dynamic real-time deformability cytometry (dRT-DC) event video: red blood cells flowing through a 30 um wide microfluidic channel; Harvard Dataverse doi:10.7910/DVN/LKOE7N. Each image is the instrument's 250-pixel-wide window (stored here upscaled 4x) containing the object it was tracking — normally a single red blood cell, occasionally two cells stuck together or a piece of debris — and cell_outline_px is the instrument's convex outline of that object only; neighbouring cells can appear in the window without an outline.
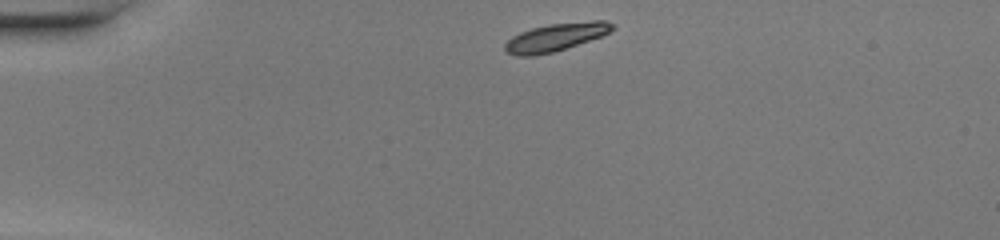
{"species": "common noctule bat (a hibernating species)", "species_latin": "Nyctalus noctula", "temperature_condition": "warm", "stored_images_in_passage": 38, "camera_frame_rate_fps": 3000, "um_per_image_px": 0.085, "animal": {"sex": "female", "body_mass_g": 20.0, "forearm_length_mm": 54.0}, "frame": {"image": 1, "passage_image": 1, "time_ms": 0.0, "image_size_px": [1000, 240], "cell_outline_px": [[616, 28], [600, 36], [552, 52], [536, 56], [516, 56], [508, 52], [504, 48], [504, 44], [512, 36], [520, 32], [532, 28], [548, 24], [592, 20], [604, 20], [616, 24]], "centroid_in_image_um": [47.23, 3.14], "position_along_channel_um": 37.8, "area_um2": 17.34}}
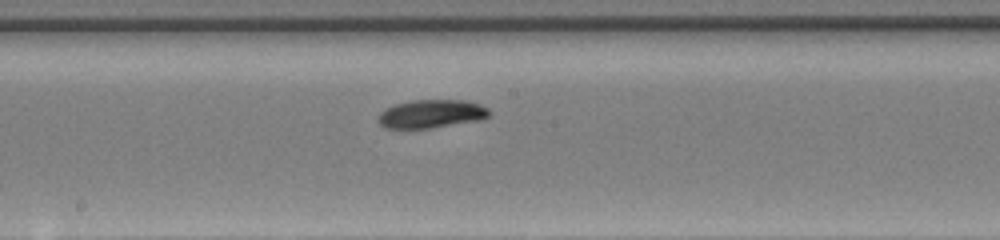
{"frame": {"image": 2, "passage_image": 17, "time_ms": 5.333, "image_size_px": [1000, 240], "cell_outline_px": [[492, 112], [488, 116], [480, 120], [432, 128], [384, 128], [376, 120], [380, 112], [384, 108], [396, 104], [412, 100], [464, 100], [480, 104], [488, 108]], "centroid_in_image_um": [36.65, 9.68], "position_along_channel_um": 211.5, "area_um2": 18.5}}
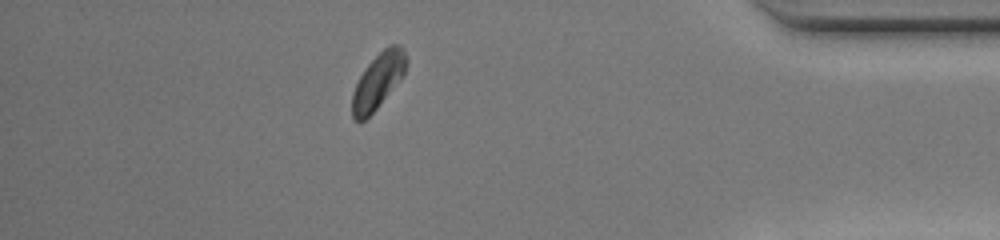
{"frame": {"image": 3, "passage_image": 33, "time_ms": 10.667, "image_size_px": [1000, 240], "cell_outline_px": [[408, 60], [404, 76], [376, 108], [360, 124], [352, 120], [352, 92], [360, 76], [368, 64], [388, 44], [400, 44]], "centroid_in_image_um": [32.14, 6.89], "position_along_channel_um": 403.1, "area_um2": 17.51}, "authors_computed_cell_mechanics": {"area_um2": 17.9469, "velocity_mm_per_s": 4.2427, "shape_relaxation_time_tau1_ms": 2.3547, "shape_relaxation_time_tau2_ms": null, "deformation_change_tau1": 0.1294, "deformation_change_tau2": null}}